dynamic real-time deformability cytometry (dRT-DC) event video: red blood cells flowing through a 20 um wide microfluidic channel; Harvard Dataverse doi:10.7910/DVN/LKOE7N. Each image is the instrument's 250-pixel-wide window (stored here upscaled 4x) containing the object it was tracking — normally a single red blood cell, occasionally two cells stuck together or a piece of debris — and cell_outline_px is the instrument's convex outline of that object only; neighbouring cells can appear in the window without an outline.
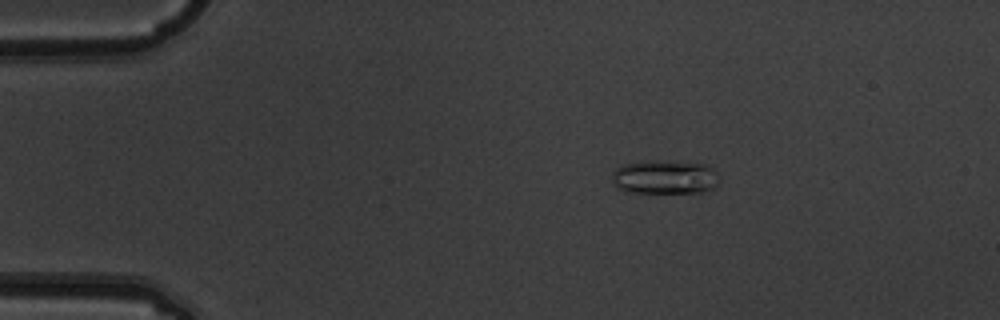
{"species": "common noctule bat (a hibernating species)", "species_latin": "Nyctalus noctula", "temperature_condition": "warm", "stored_images_in_passage": 6, "camera_frame_rate_fps": 3000, "um_per_image_px": 0.085, "animal": {"sex": "male", "body_mass_g": 19.5, "forearm_length_mm": 54.6}, "frame": {"image": 1, "passage_image": 3, "time_ms": 0.667, "image_size_px": [1000, 320], "cell_outline_px": [[720, 176], [716, 184], [712, 188], [700, 192], [632, 192], [620, 188], [612, 180], [612, 176], [616, 168], [624, 164], [652, 160], [668, 160], [708, 164]], "centroid_in_image_um": [56.55, 15.02], "position_along_channel_um": 28.4, "area_um2": 21.1}}
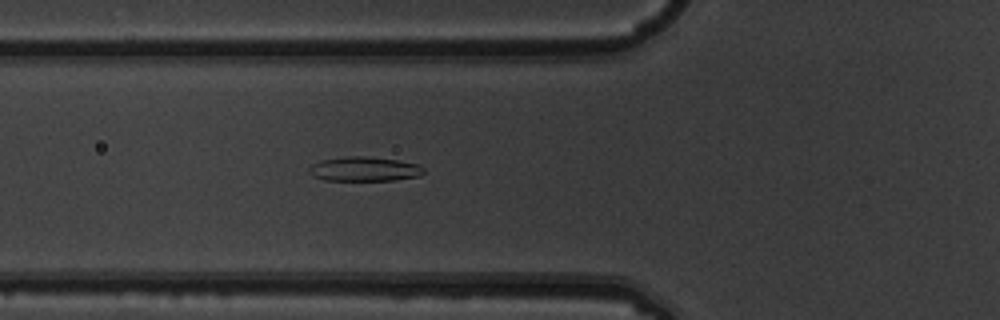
{"frame": {"image": 2, "passage_image": 6, "time_ms": 1.667, "image_size_px": [1000, 320], "cell_outline_px": [[424, 172], [420, 176], [392, 180], [324, 180], [312, 176], [308, 172], [308, 168], [312, 164], [320, 160], [348, 156], [364, 156], [396, 160], [420, 164], [424, 168]], "centroid_in_image_um": [30.95, 14.36], "position_along_channel_um": 94.9, "area_um2": 16.36}}